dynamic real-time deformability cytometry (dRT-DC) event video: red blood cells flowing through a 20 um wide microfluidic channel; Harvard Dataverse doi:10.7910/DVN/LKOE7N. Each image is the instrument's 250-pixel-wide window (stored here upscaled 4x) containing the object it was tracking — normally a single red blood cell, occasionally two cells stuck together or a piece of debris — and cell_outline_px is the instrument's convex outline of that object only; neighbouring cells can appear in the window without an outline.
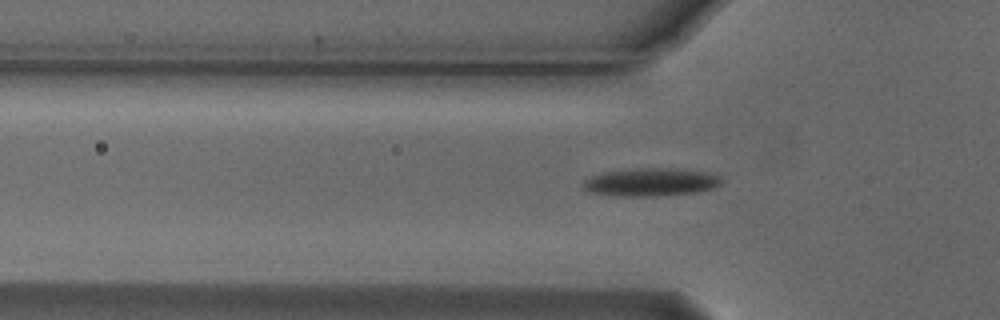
{"species": "Egyptian fruit bat (a non-hibernating species)", "species_latin": "Rousettus aegyptiacus", "temperature_condition": "cold", "stored_images_in_passage": 44, "camera_frame_rate_fps": 3000, "um_per_image_px": 0.085, "animal": {"sex": "male"}, "frame": {"image": 1, "passage_image": 14, "time_ms": 4.333, "image_size_px": [1000, 320], "cell_outline_px": [[724, 180], [720, 184], [712, 188], [700, 192], [656, 196], [616, 196], [588, 192], [584, 188], [584, 180], [592, 176], [604, 172], [636, 168], [676, 168], [704, 172], [720, 176]], "centroid_in_image_um": [55.34, 15.48], "position_along_channel_um": 70.5, "area_um2": 22.66}}
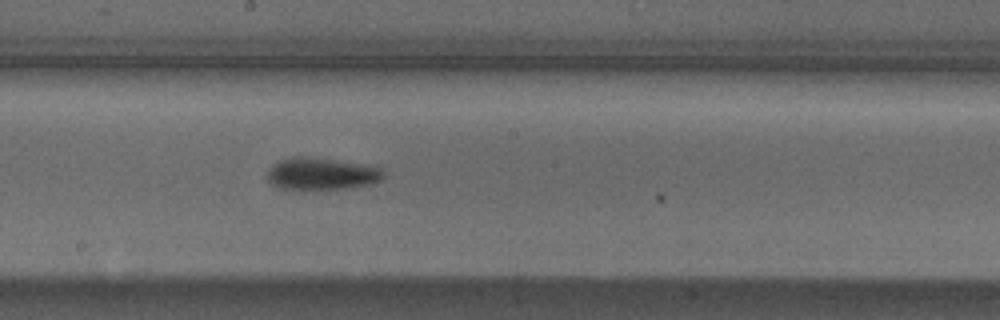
{"frame": {"image": 2, "passage_image": 26, "time_ms": 8.333, "image_size_px": [1000, 320], "cell_outline_px": [[384, 176], [380, 180], [372, 184], [348, 188], [304, 192], [280, 188], [272, 184], [268, 180], [268, 172], [280, 160], [296, 156], [376, 164], [384, 168]], "centroid_in_image_um": [27.42, 14.81], "position_along_channel_um": 220.8, "area_um2": 22.54}}
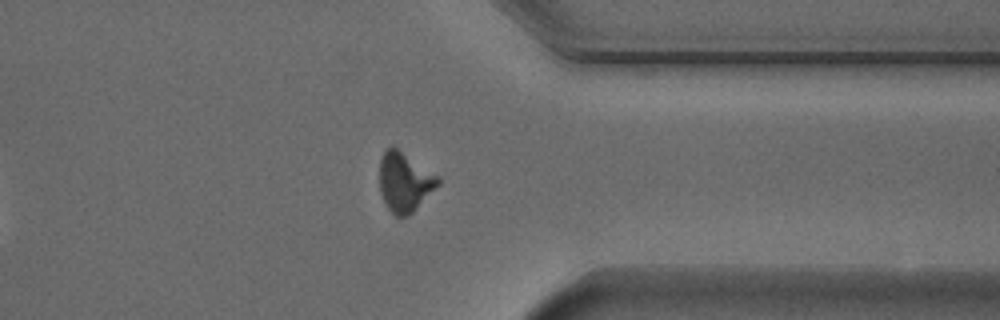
{"frame": {"image": 3, "passage_image": 39, "time_ms": 12.667, "image_size_px": [1000, 320], "cell_outline_px": [[440, 184], [408, 216], [396, 216], [388, 208], [380, 192], [380, 156], [392, 144], [440, 176]], "centroid_in_image_um": [34.4, 15.43], "position_along_channel_um": 377.0, "area_um2": 20.29}, "authors_computed_cell_mechanics": {"area_um2": 20.3167, "velocity_mm_per_s": 3.7614, "shape_relaxation_time_tau1_ms": 2.8588, "shape_relaxation_time_tau2_ms": null, "deformation_change_tau1": 0.1451, "deformation_change_tau2": null}}